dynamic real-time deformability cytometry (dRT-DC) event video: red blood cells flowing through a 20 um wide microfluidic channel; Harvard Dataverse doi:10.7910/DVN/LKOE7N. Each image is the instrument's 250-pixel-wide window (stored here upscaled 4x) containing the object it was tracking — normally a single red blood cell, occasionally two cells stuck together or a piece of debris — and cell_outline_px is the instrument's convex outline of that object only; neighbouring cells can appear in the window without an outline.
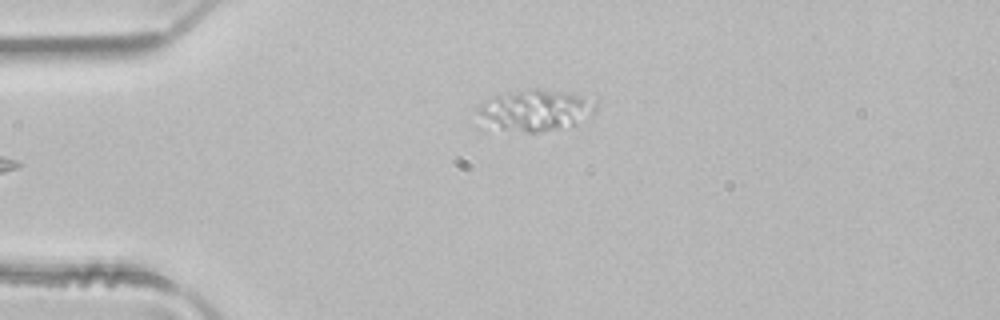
{"species": "common noctule bat (a hibernating species)", "species_latin": "Nyctalus noctula", "temperature_condition": "room temperature", "stored_images_in_passage": 4, "camera_frame_rate_fps": 3000, "um_per_image_px": 0.085, "animal": {"sex": "male", "body_mass_g": 21.5, "forearm_length_mm": 52.0}, "frame": {"image": 1, "passage_image": 2, "time_ms": 0.333, "image_size_px": [1000, 320], "cell_outline_px": [[600, 100], [596, 112], [592, 116], [576, 124], [560, 128], [540, 132], [484, 132], [476, 128], [476, 108], [484, 100], [508, 92], [532, 88], [536, 88], [568, 92]], "centroid_in_image_um": [45.36, 9.43], "position_along_channel_um": 39.6, "area_um2": 30.69}}
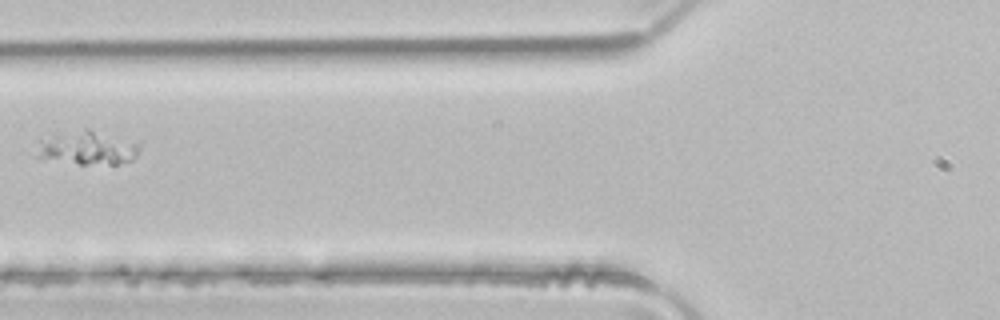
{"frame": {"image": 2, "passage_image": 4, "time_ms": 1.0, "image_size_px": [1000, 320], "cell_outline_px": [[144, 140], [136, 156], [132, 160], [116, 164], [80, 164], [36, 156], [36, 140], [40, 136], [52, 132], [84, 128], [88, 128]], "centroid_in_image_um": [7.46, 12.48], "position_along_channel_um": 118.3, "area_um2": 21.79}}